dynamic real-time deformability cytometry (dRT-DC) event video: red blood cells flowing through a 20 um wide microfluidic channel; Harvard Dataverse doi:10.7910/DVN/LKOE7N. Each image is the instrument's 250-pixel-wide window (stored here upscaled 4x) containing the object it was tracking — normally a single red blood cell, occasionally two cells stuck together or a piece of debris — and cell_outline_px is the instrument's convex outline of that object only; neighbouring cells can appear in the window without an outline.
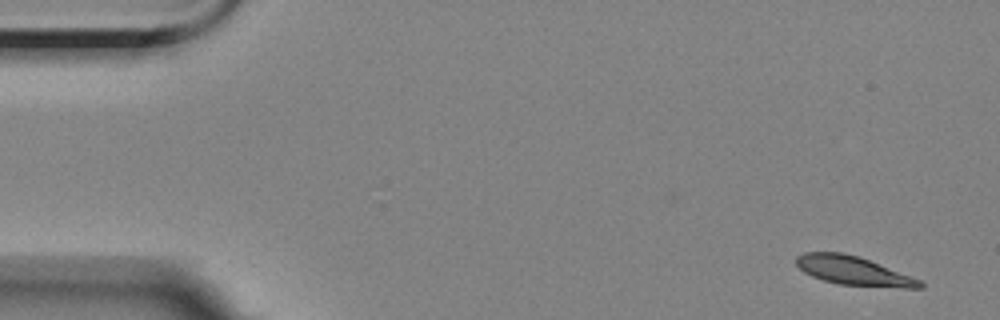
{"species": "Egyptian fruit bat (a non-hibernating species)", "species_latin": "Rousettus aegyptiacus", "temperature_condition": "room temperature", "stored_images_in_passage": 4, "camera_frame_rate_fps": 3000, "um_per_image_px": 0.085, "animal": {"sex": "female"}, "frame": {"image": 1, "passage_image": 1, "time_ms": 0.0, "image_size_px": [1000, 320], "cell_outline_px": [[924, 288], [904, 288], [836, 284], [812, 276], [804, 272], [796, 264], [796, 256], [804, 252], [840, 252], [856, 256], [868, 260], [920, 280], [924, 284]], "centroid_in_image_um": [72.51, 23.02], "position_along_channel_um": 12.5, "area_um2": 20.46}}